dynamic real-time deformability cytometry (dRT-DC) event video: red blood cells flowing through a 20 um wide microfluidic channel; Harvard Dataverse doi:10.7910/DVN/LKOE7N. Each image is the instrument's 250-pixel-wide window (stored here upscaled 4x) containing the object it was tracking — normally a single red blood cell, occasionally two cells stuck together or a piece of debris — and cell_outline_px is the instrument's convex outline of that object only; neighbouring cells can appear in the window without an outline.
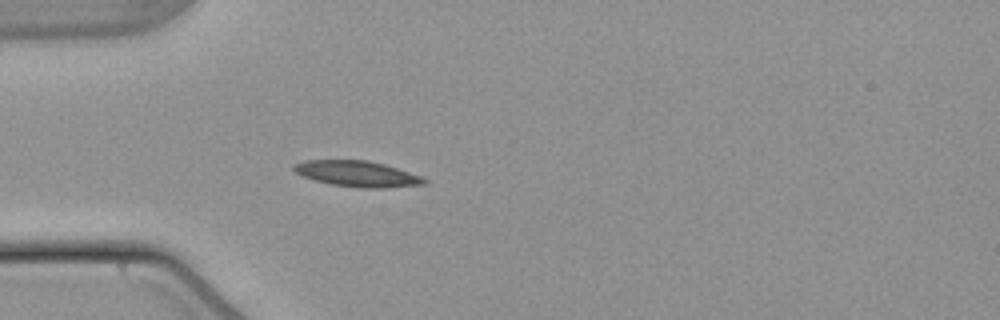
{"species": "common noctule bat (a hibernating species)", "species_latin": "Nyctalus noctula", "temperature_condition": "warm", "stored_images_in_passage": 39, "camera_frame_rate_fps": 3000, "um_per_image_px": 0.085, "animal": {"sex": "male", "body_mass_g": 21.5, "forearm_length_mm": 52.0}, "frame": {"image": 1, "passage_image": 1, "time_ms": 0.0, "image_size_px": [1000, 320], "cell_outline_px": [[428, 184], [384, 188], [360, 188], [332, 184], [316, 180], [304, 176], [296, 172], [292, 168], [292, 164], [304, 160], [368, 160], [384, 164], [420, 176], [428, 180]], "centroid_in_image_um": [30.37, 14.77], "position_along_channel_um": 54.6, "area_um2": 19.54}}
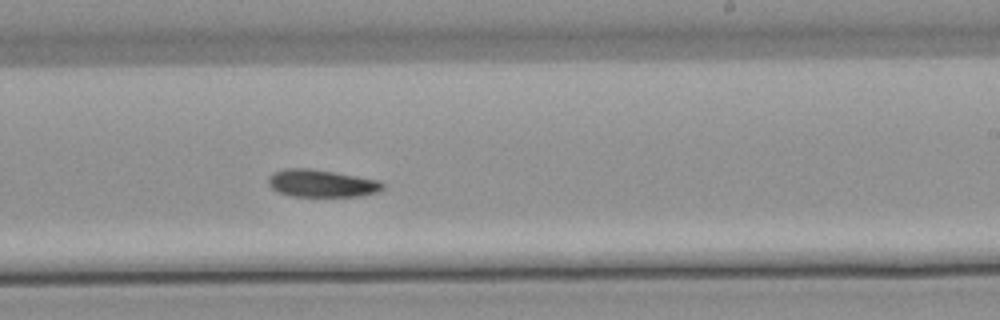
{"frame": {"image": 2, "passage_image": 18, "time_ms": 5.667, "image_size_px": [1000, 320], "cell_outline_px": [[384, 188], [376, 192], [360, 196], [292, 196], [280, 192], [272, 188], [268, 184], [268, 176], [272, 172], [284, 168], [308, 168], [380, 180], [384, 184]], "centroid_in_image_um": [27.31, 15.58], "position_along_channel_um": 261.7, "area_um2": 18.21}}
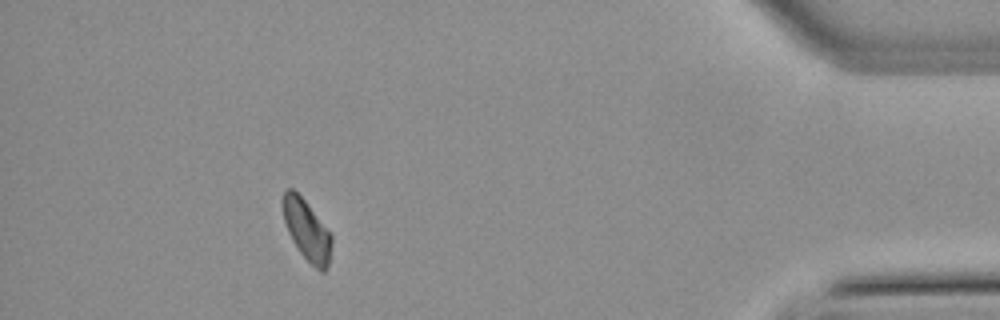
{"frame": {"image": 3, "passage_image": 34, "time_ms": 11.0, "image_size_px": [1000, 320], "cell_outline_px": [[332, 244], [328, 268], [324, 272], [320, 272], [300, 252], [292, 240], [288, 232], [284, 220], [280, 204], [280, 200], [284, 192], [288, 188], [292, 188], [304, 200], [332, 236]], "centroid_in_image_um": [26.05, 19.56], "position_along_channel_um": 409.2, "area_um2": 17.11}, "authors_computed_cell_mechanics": {"area_um2": 18.207, "velocity_mm_per_s": 3.7903, "shape_relaxation_time_tau1_ms": 7.8979, "shape_relaxation_time_tau2_ms": null, "deformation_change_tau1": 0.1398, "deformation_change_tau2": null}}